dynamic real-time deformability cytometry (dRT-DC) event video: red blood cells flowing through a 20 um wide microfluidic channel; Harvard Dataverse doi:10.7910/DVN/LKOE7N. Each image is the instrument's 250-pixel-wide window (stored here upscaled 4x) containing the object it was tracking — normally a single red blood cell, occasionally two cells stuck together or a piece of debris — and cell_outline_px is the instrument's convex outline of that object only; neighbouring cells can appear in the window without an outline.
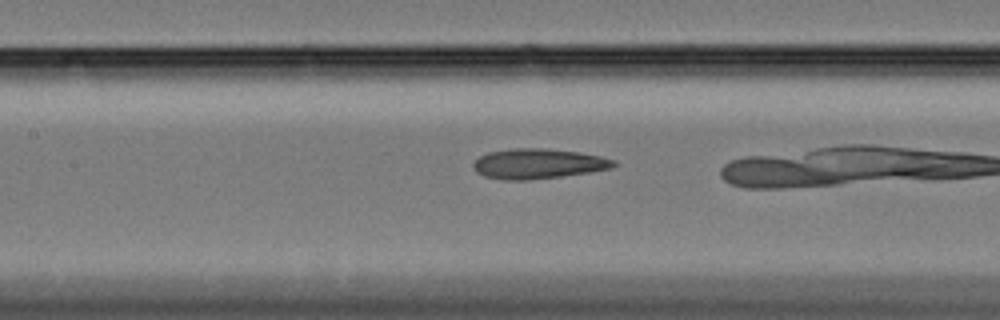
{"species": "Egyptian fruit bat (a non-hibernating species)", "species_latin": "Rousettus aegyptiacus", "temperature_condition": "cold", "stored_images_in_passage": 35, "camera_frame_rate_fps": 3000, "um_per_image_px": 0.085, "animal": {"sex": "female"}, "frame": {"image": 1, "passage_image": 16, "time_ms": 5.0, "image_size_px": [1000, 320], "cell_outline_px": [[616, 164], [612, 168], [588, 172], [560, 176], [528, 180], [504, 180], [484, 176], [476, 172], [472, 164], [480, 156], [488, 152], [512, 148], [548, 148], [580, 152], [600, 156], [616, 160]], "centroid_in_image_um": [45.73, 13.9], "position_along_channel_um": 161.7, "area_um2": 24.62}}
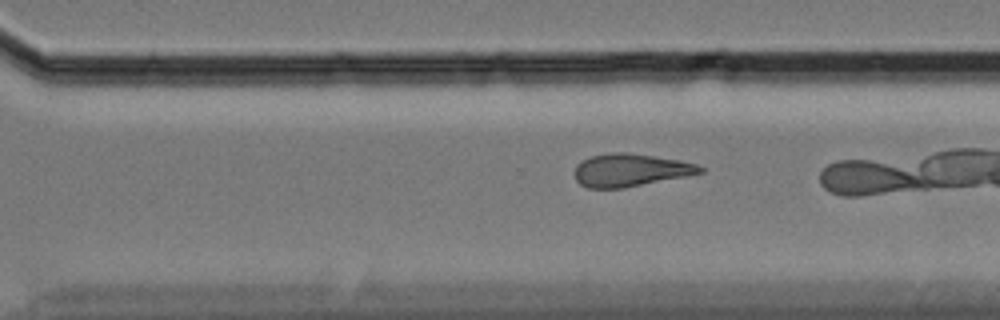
{"frame": {"image": 2, "passage_image": 30, "time_ms": 9.667, "image_size_px": [1000, 320], "cell_outline_px": [[704, 172], [624, 188], [588, 188], [580, 184], [576, 180], [576, 164], [580, 160], [592, 156], [608, 152], [628, 152], [680, 160], [696, 164], [704, 168]], "centroid_in_image_um": [53.55, 14.45], "position_along_channel_um": 317.0, "area_um2": 23.87}}